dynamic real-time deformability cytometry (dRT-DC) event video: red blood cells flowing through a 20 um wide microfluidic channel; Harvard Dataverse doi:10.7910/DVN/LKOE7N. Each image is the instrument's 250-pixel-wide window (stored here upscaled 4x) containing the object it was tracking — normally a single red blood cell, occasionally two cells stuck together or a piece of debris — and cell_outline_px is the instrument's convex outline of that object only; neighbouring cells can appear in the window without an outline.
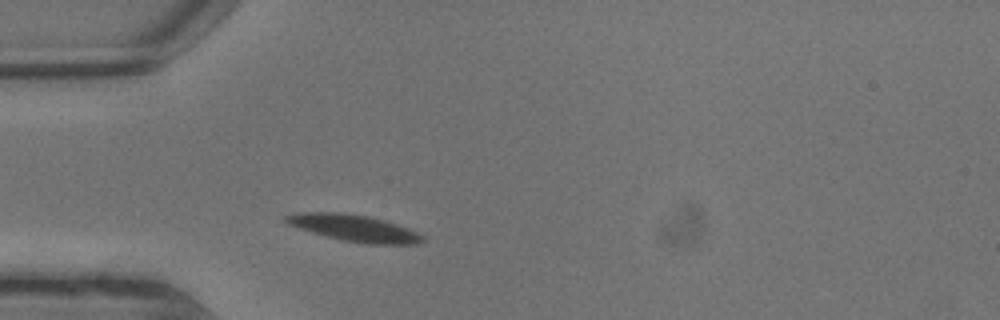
{"species": "common noctule bat (a hibernating species)", "species_latin": "Nyctalus noctula", "temperature_condition": "warm", "stored_images_in_passage": 1, "camera_frame_rate_fps": 3000, "um_per_image_px": 0.085, "animal": {"sex": "male", "body_mass_g": 13.3}, "frame": {"image": 1, "passage_image": 1, "time_ms": 0.0, "image_size_px": [1000, 320], "cell_outline_px": [[424, 240], [416, 244], [368, 244], [344, 240], [312, 232], [288, 224], [284, 220], [284, 216], [300, 212], [340, 212], [368, 216], [384, 220], [416, 232], [424, 236]], "centroid_in_image_um": [30.08, 19.38], "position_along_channel_um": 54.9, "area_um2": 20.81}}